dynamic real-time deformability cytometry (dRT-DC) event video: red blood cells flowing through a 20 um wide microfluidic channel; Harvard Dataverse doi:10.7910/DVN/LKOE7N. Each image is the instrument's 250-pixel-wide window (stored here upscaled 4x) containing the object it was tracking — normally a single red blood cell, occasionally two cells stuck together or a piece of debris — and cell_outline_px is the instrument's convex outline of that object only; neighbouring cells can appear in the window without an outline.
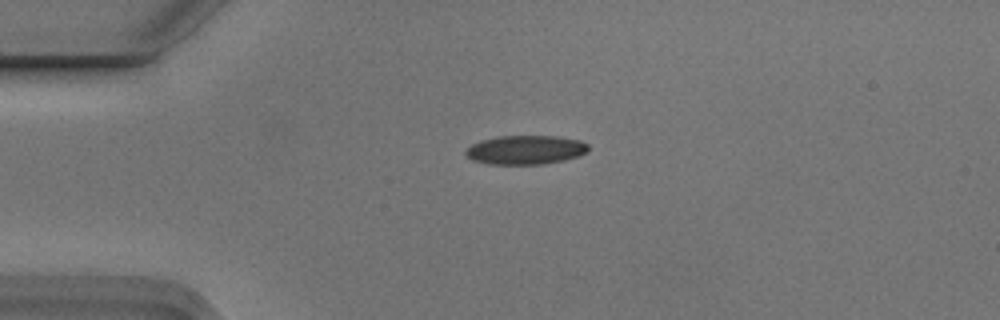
{"species": "Egyptian fruit bat (a non-hibernating species)", "species_latin": "Rousettus aegyptiacus", "temperature_condition": "cold", "stored_images_in_passage": 2, "camera_frame_rate_fps": 3000, "um_per_image_px": 0.085, "animal": {"sex": "male"}, "frame": {"image": 1, "passage_image": 1, "time_ms": 0.0, "image_size_px": [1000, 320], "cell_outline_px": [[588, 152], [580, 156], [564, 160], [544, 164], [488, 164], [472, 160], [464, 152], [472, 144], [480, 140], [496, 136], [556, 136], [580, 140], [588, 144]], "centroid_in_image_um": [44.69, 12.74], "position_along_channel_um": 40.3, "area_um2": 20.87}}